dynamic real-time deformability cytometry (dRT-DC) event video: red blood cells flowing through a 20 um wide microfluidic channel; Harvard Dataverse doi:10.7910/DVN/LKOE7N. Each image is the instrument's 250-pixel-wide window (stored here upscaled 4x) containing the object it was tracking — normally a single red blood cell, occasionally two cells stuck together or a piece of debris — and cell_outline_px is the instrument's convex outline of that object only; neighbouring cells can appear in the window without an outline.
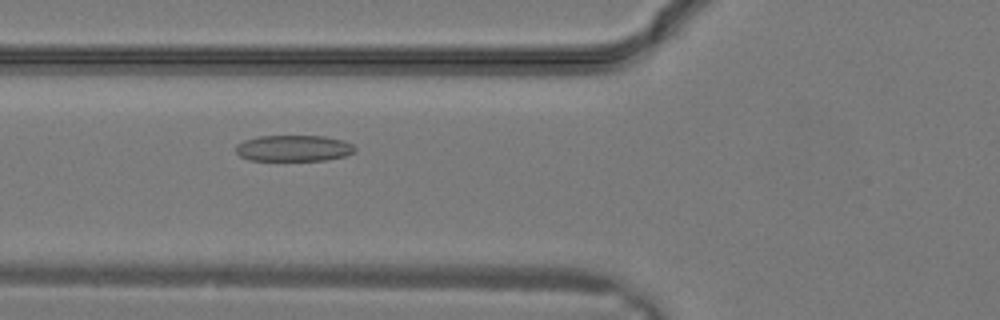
{"species": "common noctule bat (a hibernating species)", "species_latin": "Nyctalus noctula", "temperature_condition": "warm", "stored_images_in_passage": 29, "camera_frame_rate_fps": 3000, "um_per_image_px": 0.085, "animal": {"sex": "male", "body_mass_g": 19.2, "forearm_length_mm": 51.8}, "frame": {"image": 1, "passage_image": 10, "time_ms": 3.0, "image_size_px": [1000, 320], "cell_outline_px": [[356, 152], [348, 156], [328, 160], [248, 160], [240, 156], [236, 152], [236, 144], [244, 140], [256, 136], [324, 136], [344, 140], [352, 144], [356, 148]], "centroid_in_image_um": [25.0, 12.6], "position_along_channel_um": 100.8, "area_um2": 18.44}}
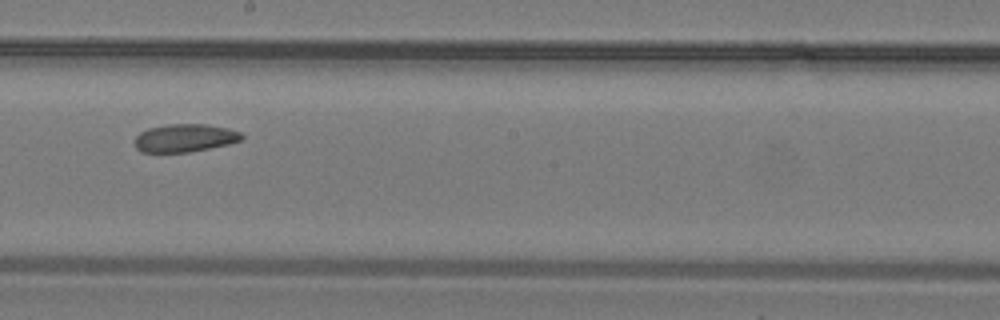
{"frame": {"image": 2, "passage_image": 16, "time_ms": 5.0, "image_size_px": [1000, 320], "cell_outline_px": [[244, 136], [240, 140], [228, 144], [188, 152], [140, 152], [136, 148], [136, 136], [140, 132], [148, 128], [168, 124], [208, 124], [228, 128], [240, 132]], "centroid_in_image_um": [15.7, 11.72], "position_along_channel_um": 232.5, "area_um2": 17.34}}
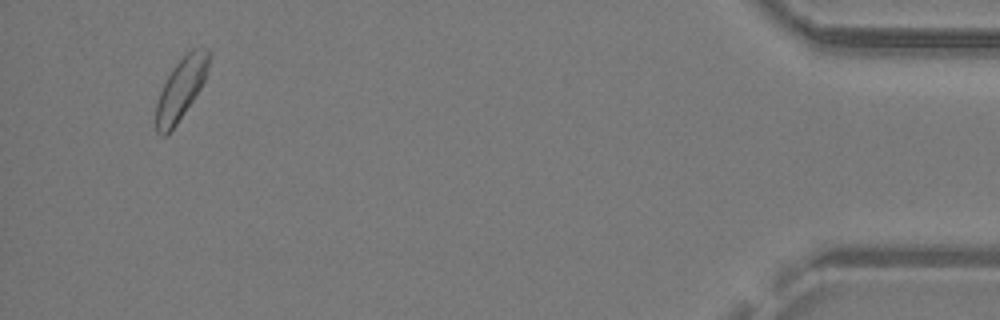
{"frame": {"image": 3, "passage_image": 28, "time_ms": 9.0, "image_size_px": [1000, 320], "cell_outline_px": [[212, 52], [208, 68], [204, 80], [200, 88], [176, 124], [164, 136], [160, 136], [156, 132], [156, 104], [160, 92], [172, 68], [192, 48], [208, 48]], "centroid_in_image_um": [15.4, 7.51], "position_along_channel_um": 419.8, "area_um2": 18.61}}